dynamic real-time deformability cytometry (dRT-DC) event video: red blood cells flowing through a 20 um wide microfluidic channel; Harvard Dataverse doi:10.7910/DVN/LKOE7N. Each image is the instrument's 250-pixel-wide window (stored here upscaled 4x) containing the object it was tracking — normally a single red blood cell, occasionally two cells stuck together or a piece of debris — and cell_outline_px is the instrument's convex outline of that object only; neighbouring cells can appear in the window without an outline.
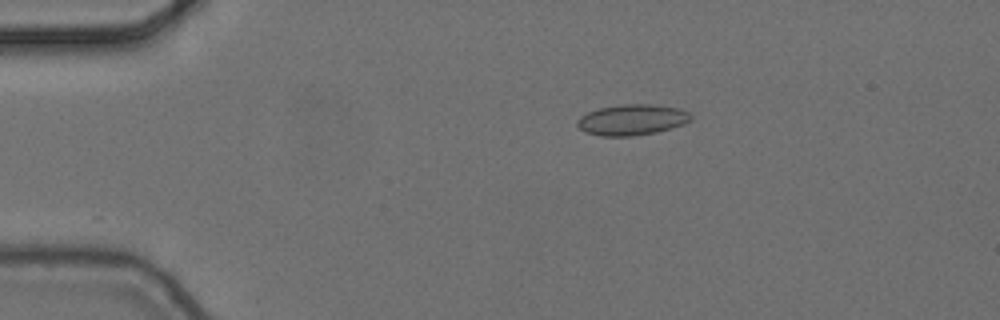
{"species": "common noctule bat (a hibernating species)", "species_latin": "Nyctalus noctula", "temperature_condition": "cold", "stored_images_in_passage": 4, "camera_frame_rate_fps": 3000, "um_per_image_px": 0.085, "animal": {"sex": "female", "body_mass_g": 24.6, "forearm_length_mm": 56.2}, "frame": {"image": 1, "passage_image": 1, "time_ms": 0.0, "image_size_px": [1000, 320], "cell_outline_px": [[692, 116], [684, 124], [672, 128], [656, 132], [632, 136], [600, 136], [584, 132], [576, 124], [576, 120], [580, 116], [588, 112], [600, 108], [624, 104], [652, 104], [680, 108], [688, 112]], "centroid_in_image_um": [53.7, 10.18], "position_along_channel_um": 31.3, "area_um2": 20.4}}
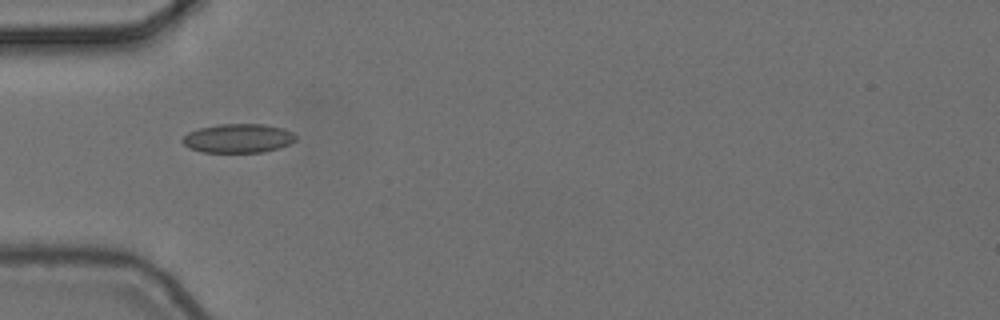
{"frame": {"image": 2, "passage_image": 3, "time_ms": 0.667, "image_size_px": [1000, 320], "cell_outline_px": [[296, 140], [280, 148], [264, 152], [204, 152], [188, 148], [180, 140], [188, 132], [200, 128], [220, 124], [264, 124], [284, 128], [292, 132], [296, 136]], "centroid_in_image_um": [20.25, 11.75], "position_along_channel_um": 64.7, "area_um2": 19.19}}
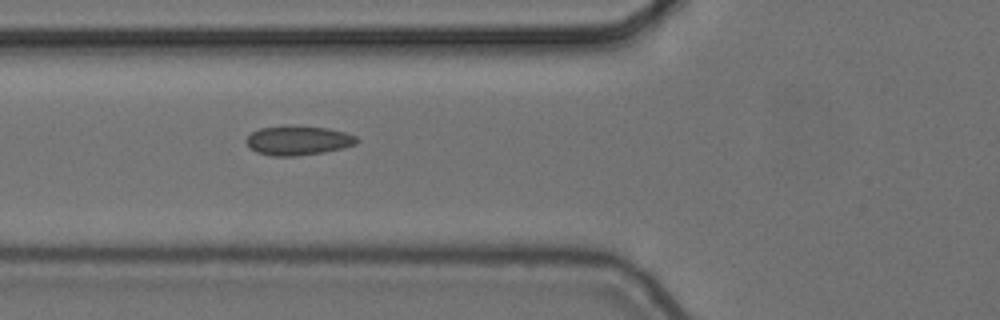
{"frame": {"image": 3, "passage_image": 4, "time_ms": 1.0, "image_size_px": [1000, 320], "cell_outline_px": [[360, 140], [356, 144], [344, 148], [324, 152], [296, 156], [272, 156], [256, 152], [244, 140], [252, 132], [260, 128], [284, 124], [292, 124], [328, 128], [344, 132], [356, 136]], "centroid_in_image_um": [25.35, 11.91], "position_along_channel_um": 100.5, "area_um2": 19.31}}